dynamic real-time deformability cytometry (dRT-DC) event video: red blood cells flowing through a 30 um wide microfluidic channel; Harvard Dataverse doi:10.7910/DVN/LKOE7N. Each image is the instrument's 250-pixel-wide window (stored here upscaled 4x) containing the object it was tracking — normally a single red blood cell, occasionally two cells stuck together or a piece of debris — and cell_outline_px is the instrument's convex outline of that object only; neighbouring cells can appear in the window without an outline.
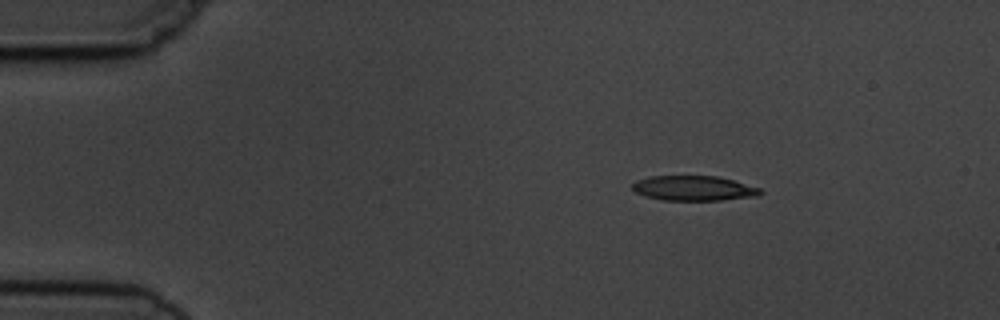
{"species": "common noctule bat (a hibernating species)", "species_latin": "Nyctalus noctula", "temperature_condition": "cold", "stored_images_in_passage": 3, "camera_frame_rate_fps": 3000, "um_per_image_px": 0.085, "animal": {"sex": "male", "body_mass_g": 19.5, "forearm_length_mm": 54.6}, "frame": {"image": 1, "passage_image": 1, "time_ms": 0.0, "image_size_px": [1000, 320], "cell_outline_px": [[764, 192], [760, 196], [720, 200], [664, 200], [644, 196], [636, 192], [632, 188], [632, 184], [636, 180], [648, 176], [716, 176], [732, 180], [760, 188]], "centroid_in_image_um": [58.97, 16.0], "position_along_channel_um": 26.0, "area_um2": 18.61}}